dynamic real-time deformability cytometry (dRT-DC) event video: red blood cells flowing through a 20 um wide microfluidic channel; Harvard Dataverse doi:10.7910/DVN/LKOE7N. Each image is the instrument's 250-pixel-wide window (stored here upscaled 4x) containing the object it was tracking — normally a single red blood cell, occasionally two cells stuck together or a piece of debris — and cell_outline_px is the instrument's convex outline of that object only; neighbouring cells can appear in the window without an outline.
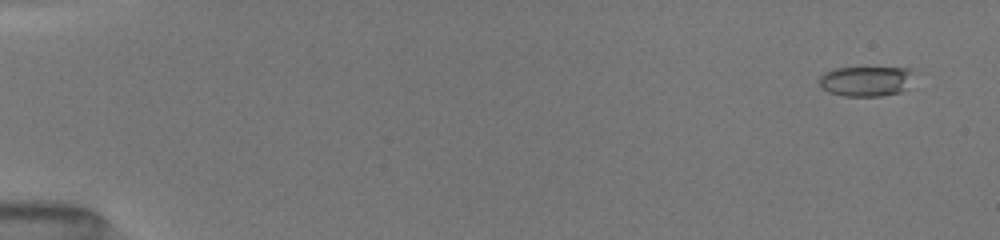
{"species": "common noctule bat (a hibernating species)", "species_latin": "Nyctalus noctula", "temperature_condition": "room temperature", "stored_images_in_passage": 80, "camera_frame_rate_fps": 3000, "um_per_image_px": 0.085, "animal": {"sex": "female", "body_mass_g": 19.5, "forearm_length_mm": 54.1}, "frame": {"image": 1, "passage_image": 6, "time_ms": 1.0, "image_size_px": [1000, 240], "cell_outline_px": [[912, 68], [900, 92], [880, 96], [844, 96], [828, 92], [820, 88], [816, 80], [824, 72], [832, 68]], "centroid_in_image_um": [73.4, 6.9], "position_along_channel_um": 11.6, "area_um2": 16.24}}
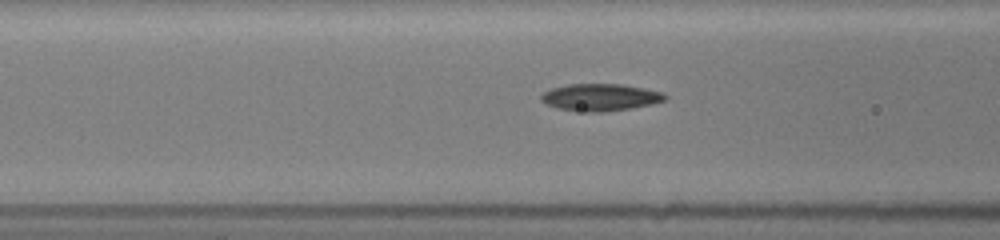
{"frame": {"image": 2, "passage_image": 34, "time_ms": 7.333, "image_size_px": [1000, 240], "cell_outline_px": [[668, 96], [664, 100], [652, 104], [632, 108], [600, 112], [588, 112], [556, 108], [540, 100], [540, 96], [544, 92], [552, 88], [568, 84], [624, 84], [664, 92]], "centroid_in_image_um": [51.05, 8.26], "position_along_channel_um": 115.6, "area_um2": 19.59}}
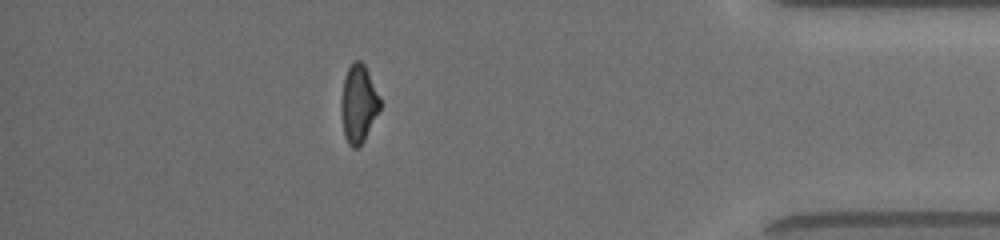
{"frame": {"image": 3, "passage_image": 69, "time_ms": 15.333, "image_size_px": [1000, 240], "cell_outline_px": [[380, 108], [364, 140], [356, 148], [352, 148], [348, 144], [344, 136], [340, 112], [344, 76], [352, 60], [360, 60], [364, 64], [380, 96]], "centroid_in_image_um": [30.45, 8.8], "position_along_channel_um": 404.7, "area_um2": 17.63}, "authors_computed_cell_mechanics": {"area_um2": 18.0914, "velocity_mm_per_s": 4.0623, "shape_relaxation_time_tau1_ms": 4.6544, "shape_relaxation_time_tau2_ms": 2.5801, "deformation_change_tau1": 0.1733, "deformation_change_tau2": 0.092}}